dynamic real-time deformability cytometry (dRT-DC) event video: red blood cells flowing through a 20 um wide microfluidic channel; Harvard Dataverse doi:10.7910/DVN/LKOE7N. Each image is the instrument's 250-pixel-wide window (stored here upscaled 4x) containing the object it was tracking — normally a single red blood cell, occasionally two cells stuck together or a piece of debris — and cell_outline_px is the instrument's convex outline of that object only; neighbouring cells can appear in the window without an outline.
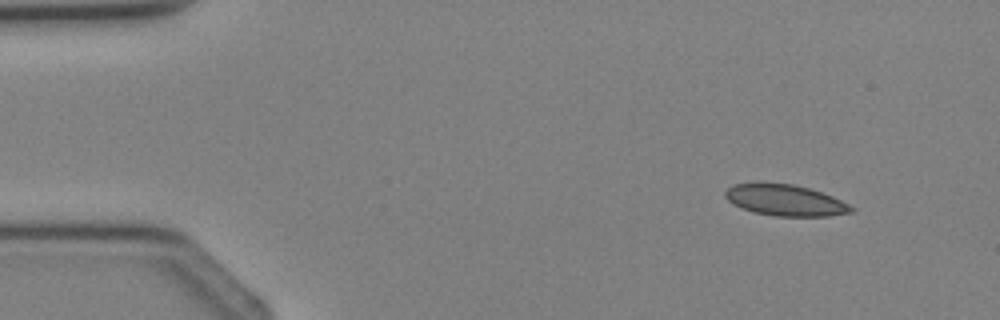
{"species": "Egyptian fruit bat (a non-hibernating species)", "species_latin": "Rousettus aegyptiacus", "temperature_condition": "cold", "stored_images_in_passage": 3, "camera_frame_rate_fps": 3000, "um_per_image_px": 0.085, "animal": {"sex": "female"}, "frame": {"image": 1, "passage_image": 1, "time_ms": 0.0, "image_size_px": [1000, 320], "cell_outline_px": [[856, 208], [852, 212], [828, 216], [776, 216], [756, 212], [732, 204], [724, 196], [724, 192], [732, 184], [792, 184], [808, 188], [832, 196]], "centroid_in_image_um": [66.76, 17.03], "position_along_channel_um": 18.2, "area_um2": 22.43}}
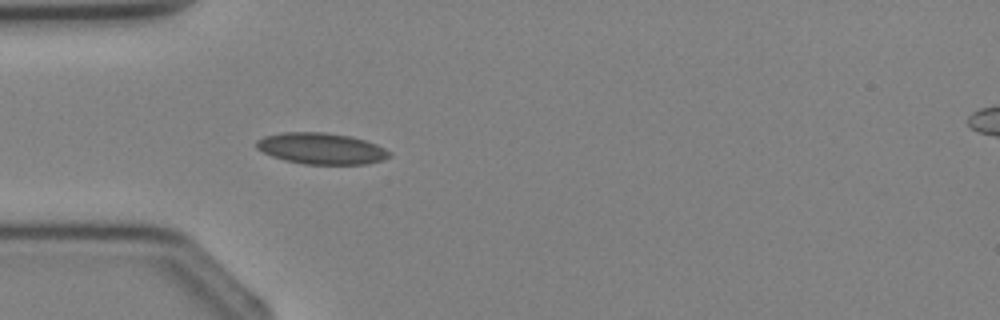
{"frame": {"image": 2, "passage_image": 3, "time_ms": 2.333, "image_size_px": [1000, 320], "cell_outline_px": [[392, 156], [368, 164], [304, 164], [284, 160], [272, 156], [256, 148], [256, 140], [264, 136], [284, 132], [324, 132], [352, 136], [376, 144], [392, 152]], "centroid_in_image_um": [27.32, 12.62], "position_along_channel_um": 57.7, "area_um2": 24.28}}